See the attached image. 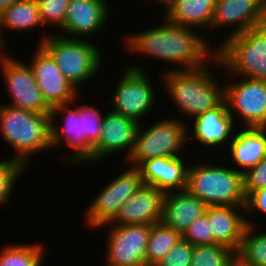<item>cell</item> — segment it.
<instances>
[{
  "instance_id": "39",
  "label": "cell",
  "mask_w": 266,
  "mask_h": 266,
  "mask_svg": "<svg viewBox=\"0 0 266 266\" xmlns=\"http://www.w3.org/2000/svg\"><path fill=\"white\" fill-rule=\"evenodd\" d=\"M17 0H0V12L4 10L5 8H8L11 6L14 2Z\"/></svg>"
},
{
  "instance_id": "37",
  "label": "cell",
  "mask_w": 266,
  "mask_h": 266,
  "mask_svg": "<svg viewBox=\"0 0 266 266\" xmlns=\"http://www.w3.org/2000/svg\"><path fill=\"white\" fill-rule=\"evenodd\" d=\"M245 209L247 213L246 217H250L251 215H254L255 214L254 212H257V213L261 212L263 215H266V186L252 192L246 198Z\"/></svg>"
},
{
  "instance_id": "17",
  "label": "cell",
  "mask_w": 266,
  "mask_h": 266,
  "mask_svg": "<svg viewBox=\"0 0 266 266\" xmlns=\"http://www.w3.org/2000/svg\"><path fill=\"white\" fill-rule=\"evenodd\" d=\"M165 193L149 185H142L119 208L115 218L108 224L153 225L162 221Z\"/></svg>"
},
{
  "instance_id": "33",
  "label": "cell",
  "mask_w": 266,
  "mask_h": 266,
  "mask_svg": "<svg viewBox=\"0 0 266 266\" xmlns=\"http://www.w3.org/2000/svg\"><path fill=\"white\" fill-rule=\"evenodd\" d=\"M182 239L196 245H213L214 236L208 222V216L204 213L193 221L182 235Z\"/></svg>"
},
{
  "instance_id": "28",
  "label": "cell",
  "mask_w": 266,
  "mask_h": 266,
  "mask_svg": "<svg viewBox=\"0 0 266 266\" xmlns=\"http://www.w3.org/2000/svg\"><path fill=\"white\" fill-rule=\"evenodd\" d=\"M236 252L222 244L196 245L193 249L191 266H233Z\"/></svg>"
},
{
  "instance_id": "40",
  "label": "cell",
  "mask_w": 266,
  "mask_h": 266,
  "mask_svg": "<svg viewBox=\"0 0 266 266\" xmlns=\"http://www.w3.org/2000/svg\"><path fill=\"white\" fill-rule=\"evenodd\" d=\"M6 42H7V40H4V38L1 34V30H0V57L3 55H7V52L4 53V51H2L3 49H5V46L7 45Z\"/></svg>"
},
{
  "instance_id": "31",
  "label": "cell",
  "mask_w": 266,
  "mask_h": 266,
  "mask_svg": "<svg viewBox=\"0 0 266 266\" xmlns=\"http://www.w3.org/2000/svg\"><path fill=\"white\" fill-rule=\"evenodd\" d=\"M40 12L43 26H54L60 30L66 18L70 0H35ZM57 26V27H56Z\"/></svg>"
},
{
  "instance_id": "8",
  "label": "cell",
  "mask_w": 266,
  "mask_h": 266,
  "mask_svg": "<svg viewBox=\"0 0 266 266\" xmlns=\"http://www.w3.org/2000/svg\"><path fill=\"white\" fill-rule=\"evenodd\" d=\"M123 71L120 81L116 83L112 100L108 103H112V111L136 120L140 124L141 119L156 104L157 92L155 93L149 74L140 64L130 63L129 66L127 64Z\"/></svg>"
},
{
  "instance_id": "32",
  "label": "cell",
  "mask_w": 266,
  "mask_h": 266,
  "mask_svg": "<svg viewBox=\"0 0 266 266\" xmlns=\"http://www.w3.org/2000/svg\"><path fill=\"white\" fill-rule=\"evenodd\" d=\"M103 113L93 105L82 104V126L85 140L94 147L102 134Z\"/></svg>"
},
{
  "instance_id": "27",
  "label": "cell",
  "mask_w": 266,
  "mask_h": 266,
  "mask_svg": "<svg viewBox=\"0 0 266 266\" xmlns=\"http://www.w3.org/2000/svg\"><path fill=\"white\" fill-rule=\"evenodd\" d=\"M44 246L41 242L4 246L0 251V266H42Z\"/></svg>"
},
{
  "instance_id": "20",
  "label": "cell",
  "mask_w": 266,
  "mask_h": 266,
  "mask_svg": "<svg viewBox=\"0 0 266 266\" xmlns=\"http://www.w3.org/2000/svg\"><path fill=\"white\" fill-rule=\"evenodd\" d=\"M194 122H190L193 128L191 133L193 134L190 139L195 138L198 144L208 148L219 147L222 144H228L231 141L236 126V119L230 115L226 101L224 100L219 106L201 113L194 117ZM234 131V132H233Z\"/></svg>"
},
{
  "instance_id": "26",
  "label": "cell",
  "mask_w": 266,
  "mask_h": 266,
  "mask_svg": "<svg viewBox=\"0 0 266 266\" xmlns=\"http://www.w3.org/2000/svg\"><path fill=\"white\" fill-rule=\"evenodd\" d=\"M181 239V234L165 225L162 221L151 225L146 266H155Z\"/></svg>"
},
{
  "instance_id": "15",
  "label": "cell",
  "mask_w": 266,
  "mask_h": 266,
  "mask_svg": "<svg viewBox=\"0 0 266 266\" xmlns=\"http://www.w3.org/2000/svg\"><path fill=\"white\" fill-rule=\"evenodd\" d=\"M139 123L112 110L103 117L102 134L93 147V163H100L107 156L126 151V159L131 155ZM105 157V158H104Z\"/></svg>"
},
{
  "instance_id": "2",
  "label": "cell",
  "mask_w": 266,
  "mask_h": 266,
  "mask_svg": "<svg viewBox=\"0 0 266 266\" xmlns=\"http://www.w3.org/2000/svg\"><path fill=\"white\" fill-rule=\"evenodd\" d=\"M204 67L196 70H168L161 72L159 78L165 87L175 109L187 118H194L219 106L224 101V83L221 86L208 61ZM210 69V70H209ZM217 79V80H216ZM190 116V117H188Z\"/></svg>"
},
{
  "instance_id": "25",
  "label": "cell",
  "mask_w": 266,
  "mask_h": 266,
  "mask_svg": "<svg viewBox=\"0 0 266 266\" xmlns=\"http://www.w3.org/2000/svg\"><path fill=\"white\" fill-rule=\"evenodd\" d=\"M256 225L246 227L236 261L241 266H266V231L256 232ZM256 232V233H255Z\"/></svg>"
},
{
  "instance_id": "12",
  "label": "cell",
  "mask_w": 266,
  "mask_h": 266,
  "mask_svg": "<svg viewBox=\"0 0 266 266\" xmlns=\"http://www.w3.org/2000/svg\"><path fill=\"white\" fill-rule=\"evenodd\" d=\"M107 225L105 266H146L151 225Z\"/></svg>"
},
{
  "instance_id": "41",
  "label": "cell",
  "mask_w": 266,
  "mask_h": 266,
  "mask_svg": "<svg viewBox=\"0 0 266 266\" xmlns=\"http://www.w3.org/2000/svg\"><path fill=\"white\" fill-rule=\"evenodd\" d=\"M157 1V2H156ZM165 0H154V2H156L157 4H162Z\"/></svg>"
},
{
  "instance_id": "18",
  "label": "cell",
  "mask_w": 266,
  "mask_h": 266,
  "mask_svg": "<svg viewBox=\"0 0 266 266\" xmlns=\"http://www.w3.org/2000/svg\"><path fill=\"white\" fill-rule=\"evenodd\" d=\"M265 10L266 0H216L210 31L236 24L226 38L240 34L255 28Z\"/></svg>"
},
{
  "instance_id": "23",
  "label": "cell",
  "mask_w": 266,
  "mask_h": 266,
  "mask_svg": "<svg viewBox=\"0 0 266 266\" xmlns=\"http://www.w3.org/2000/svg\"><path fill=\"white\" fill-rule=\"evenodd\" d=\"M216 0H165L164 14L168 21L191 28H206L210 32Z\"/></svg>"
},
{
  "instance_id": "11",
  "label": "cell",
  "mask_w": 266,
  "mask_h": 266,
  "mask_svg": "<svg viewBox=\"0 0 266 266\" xmlns=\"http://www.w3.org/2000/svg\"><path fill=\"white\" fill-rule=\"evenodd\" d=\"M129 167L101 189L85 209V222L91 229L110 223L123 203L143 185L138 167Z\"/></svg>"
},
{
  "instance_id": "6",
  "label": "cell",
  "mask_w": 266,
  "mask_h": 266,
  "mask_svg": "<svg viewBox=\"0 0 266 266\" xmlns=\"http://www.w3.org/2000/svg\"><path fill=\"white\" fill-rule=\"evenodd\" d=\"M223 42L216 48L213 59L216 67L221 65L229 70L232 80L240 76L266 80V40L256 28L225 38Z\"/></svg>"
},
{
  "instance_id": "42",
  "label": "cell",
  "mask_w": 266,
  "mask_h": 266,
  "mask_svg": "<svg viewBox=\"0 0 266 266\" xmlns=\"http://www.w3.org/2000/svg\"><path fill=\"white\" fill-rule=\"evenodd\" d=\"M233 266H241L238 262H236Z\"/></svg>"
},
{
  "instance_id": "1",
  "label": "cell",
  "mask_w": 266,
  "mask_h": 266,
  "mask_svg": "<svg viewBox=\"0 0 266 266\" xmlns=\"http://www.w3.org/2000/svg\"><path fill=\"white\" fill-rule=\"evenodd\" d=\"M162 24L124 36L127 52L145 55L172 63L168 70H196L209 64L216 57V50L207 37L196 30L168 21L163 16ZM195 29V30H193ZM200 33V34H198ZM203 35V36H202ZM207 62V63H206ZM179 66V67H176Z\"/></svg>"
},
{
  "instance_id": "4",
  "label": "cell",
  "mask_w": 266,
  "mask_h": 266,
  "mask_svg": "<svg viewBox=\"0 0 266 266\" xmlns=\"http://www.w3.org/2000/svg\"><path fill=\"white\" fill-rule=\"evenodd\" d=\"M188 168L186 189L207 206H246L243 173L205 161Z\"/></svg>"
},
{
  "instance_id": "19",
  "label": "cell",
  "mask_w": 266,
  "mask_h": 266,
  "mask_svg": "<svg viewBox=\"0 0 266 266\" xmlns=\"http://www.w3.org/2000/svg\"><path fill=\"white\" fill-rule=\"evenodd\" d=\"M205 214L210 222L214 244L228 246L235 252L239 250L246 227L255 225L247 220L245 206H207Z\"/></svg>"
},
{
  "instance_id": "36",
  "label": "cell",
  "mask_w": 266,
  "mask_h": 266,
  "mask_svg": "<svg viewBox=\"0 0 266 266\" xmlns=\"http://www.w3.org/2000/svg\"><path fill=\"white\" fill-rule=\"evenodd\" d=\"M246 198L254 191L266 186V156L243 174Z\"/></svg>"
},
{
  "instance_id": "38",
  "label": "cell",
  "mask_w": 266,
  "mask_h": 266,
  "mask_svg": "<svg viewBox=\"0 0 266 266\" xmlns=\"http://www.w3.org/2000/svg\"><path fill=\"white\" fill-rule=\"evenodd\" d=\"M255 28L261 33L266 40V10L256 22Z\"/></svg>"
},
{
  "instance_id": "34",
  "label": "cell",
  "mask_w": 266,
  "mask_h": 266,
  "mask_svg": "<svg viewBox=\"0 0 266 266\" xmlns=\"http://www.w3.org/2000/svg\"><path fill=\"white\" fill-rule=\"evenodd\" d=\"M193 249L190 242L181 239L155 266H191Z\"/></svg>"
},
{
  "instance_id": "16",
  "label": "cell",
  "mask_w": 266,
  "mask_h": 266,
  "mask_svg": "<svg viewBox=\"0 0 266 266\" xmlns=\"http://www.w3.org/2000/svg\"><path fill=\"white\" fill-rule=\"evenodd\" d=\"M109 6L107 0H70L64 25L58 32L70 38H83L102 31L110 18Z\"/></svg>"
},
{
  "instance_id": "35",
  "label": "cell",
  "mask_w": 266,
  "mask_h": 266,
  "mask_svg": "<svg viewBox=\"0 0 266 266\" xmlns=\"http://www.w3.org/2000/svg\"><path fill=\"white\" fill-rule=\"evenodd\" d=\"M144 185L155 186L164 176L165 157L145 160L138 166Z\"/></svg>"
},
{
  "instance_id": "22",
  "label": "cell",
  "mask_w": 266,
  "mask_h": 266,
  "mask_svg": "<svg viewBox=\"0 0 266 266\" xmlns=\"http://www.w3.org/2000/svg\"><path fill=\"white\" fill-rule=\"evenodd\" d=\"M228 146L234 169L244 174L266 156V128H240Z\"/></svg>"
},
{
  "instance_id": "13",
  "label": "cell",
  "mask_w": 266,
  "mask_h": 266,
  "mask_svg": "<svg viewBox=\"0 0 266 266\" xmlns=\"http://www.w3.org/2000/svg\"><path fill=\"white\" fill-rule=\"evenodd\" d=\"M11 56L7 54L0 57L1 74L11 97V102L6 105L39 114H50L51 108L43 99L29 63Z\"/></svg>"
},
{
  "instance_id": "7",
  "label": "cell",
  "mask_w": 266,
  "mask_h": 266,
  "mask_svg": "<svg viewBox=\"0 0 266 266\" xmlns=\"http://www.w3.org/2000/svg\"><path fill=\"white\" fill-rule=\"evenodd\" d=\"M171 117L158 120L146 129L139 124L134 148L127 163L129 161L132 167H138L151 158L181 156L179 153H183L181 149L186 147L190 127H187L188 122H184L183 118Z\"/></svg>"
},
{
  "instance_id": "10",
  "label": "cell",
  "mask_w": 266,
  "mask_h": 266,
  "mask_svg": "<svg viewBox=\"0 0 266 266\" xmlns=\"http://www.w3.org/2000/svg\"><path fill=\"white\" fill-rule=\"evenodd\" d=\"M224 85V100L233 120L239 117L243 127L266 128V80L239 77Z\"/></svg>"
},
{
  "instance_id": "5",
  "label": "cell",
  "mask_w": 266,
  "mask_h": 266,
  "mask_svg": "<svg viewBox=\"0 0 266 266\" xmlns=\"http://www.w3.org/2000/svg\"><path fill=\"white\" fill-rule=\"evenodd\" d=\"M39 45L51 55L78 91L79 86L94 79L103 68L101 48L85 38H70L58 33L43 34Z\"/></svg>"
},
{
  "instance_id": "9",
  "label": "cell",
  "mask_w": 266,
  "mask_h": 266,
  "mask_svg": "<svg viewBox=\"0 0 266 266\" xmlns=\"http://www.w3.org/2000/svg\"><path fill=\"white\" fill-rule=\"evenodd\" d=\"M74 102H77V98L73 102L51 108V149L59 148L64 143L72 148L68 158L65 157L71 164H93V147L85 140L83 133L82 104L74 106V109ZM56 117H61L63 125L56 123Z\"/></svg>"
},
{
  "instance_id": "30",
  "label": "cell",
  "mask_w": 266,
  "mask_h": 266,
  "mask_svg": "<svg viewBox=\"0 0 266 266\" xmlns=\"http://www.w3.org/2000/svg\"><path fill=\"white\" fill-rule=\"evenodd\" d=\"M26 171L18 161L10 159L0 161V205H6L12 199L13 186L17 179Z\"/></svg>"
},
{
  "instance_id": "29",
  "label": "cell",
  "mask_w": 266,
  "mask_h": 266,
  "mask_svg": "<svg viewBox=\"0 0 266 266\" xmlns=\"http://www.w3.org/2000/svg\"><path fill=\"white\" fill-rule=\"evenodd\" d=\"M184 161L183 156L165 157L164 176L154 187L164 193L186 189L190 164Z\"/></svg>"
},
{
  "instance_id": "21",
  "label": "cell",
  "mask_w": 266,
  "mask_h": 266,
  "mask_svg": "<svg viewBox=\"0 0 266 266\" xmlns=\"http://www.w3.org/2000/svg\"><path fill=\"white\" fill-rule=\"evenodd\" d=\"M207 205L187 189L166 192L162 222L183 235L190 224L201 217Z\"/></svg>"
},
{
  "instance_id": "14",
  "label": "cell",
  "mask_w": 266,
  "mask_h": 266,
  "mask_svg": "<svg viewBox=\"0 0 266 266\" xmlns=\"http://www.w3.org/2000/svg\"><path fill=\"white\" fill-rule=\"evenodd\" d=\"M29 66L43 99L50 108L73 102L79 97V91L64 76L55 60L41 45L37 46Z\"/></svg>"
},
{
  "instance_id": "24",
  "label": "cell",
  "mask_w": 266,
  "mask_h": 266,
  "mask_svg": "<svg viewBox=\"0 0 266 266\" xmlns=\"http://www.w3.org/2000/svg\"><path fill=\"white\" fill-rule=\"evenodd\" d=\"M41 25L43 23L35 0H17L0 12V30L4 40L5 28L18 32L33 30Z\"/></svg>"
},
{
  "instance_id": "3",
  "label": "cell",
  "mask_w": 266,
  "mask_h": 266,
  "mask_svg": "<svg viewBox=\"0 0 266 266\" xmlns=\"http://www.w3.org/2000/svg\"><path fill=\"white\" fill-rule=\"evenodd\" d=\"M50 125V114L0 104V135L13 149L15 155L12 159L26 169L32 155L51 149Z\"/></svg>"
}]
</instances>
